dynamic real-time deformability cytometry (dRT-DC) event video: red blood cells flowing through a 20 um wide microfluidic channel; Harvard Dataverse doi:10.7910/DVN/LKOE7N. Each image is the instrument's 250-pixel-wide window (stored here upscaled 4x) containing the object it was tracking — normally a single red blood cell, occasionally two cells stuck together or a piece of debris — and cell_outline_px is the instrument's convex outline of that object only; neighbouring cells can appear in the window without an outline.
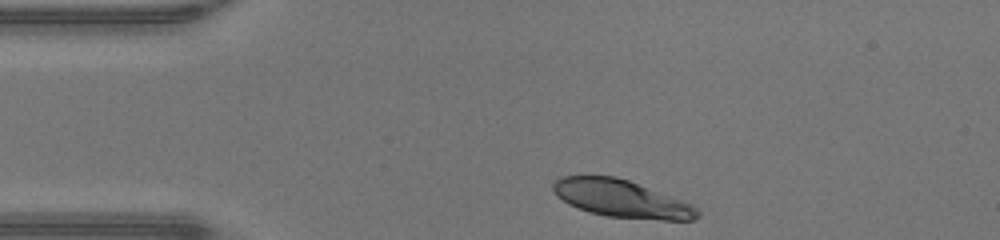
{"species": "human", "species_latin": "Homo sapiens", "temperature_condition": "warm", "stored_images_in_passage": 30, "camera_frame_rate_fps": 3000, "um_per_image_px": 0.085, "donor": {"sex": "male"}, "frame": {"image": 1, "passage_image": 1, "time_ms": 0.0, "image_size_px": [1000, 240], "cell_outline_px": [[700, 216], [692, 220], [664, 220], [608, 216], [588, 212], [568, 204], [556, 196], [552, 188], [552, 184], [560, 176], [616, 176], [628, 180], [684, 200], [696, 208], [700, 212]], "centroid_in_image_um": [52.82, 16.89], "position_along_channel_um": 32.2, "area_um2": 31.5}}
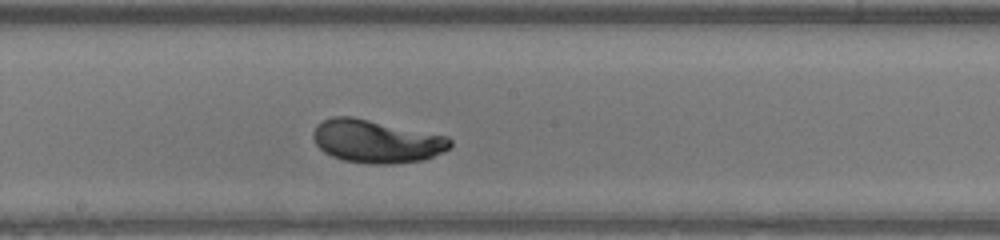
{"frame": {"image": 2, "passage_image": 17, "time_ms": 5.333, "image_size_px": [1000, 240], "cell_outline_px": [[452, 148], [424, 160], [392, 164], [372, 164], [344, 160], [332, 156], [324, 152], [316, 144], [312, 136], [312, 132], [316, 124], [332, 116], [352, 116], [448, 136], [452, 140]], "centroid_in_image_um": [32.0, 12.01], "position_along_channel_um": 216.2, "area_um2": 34.56}}
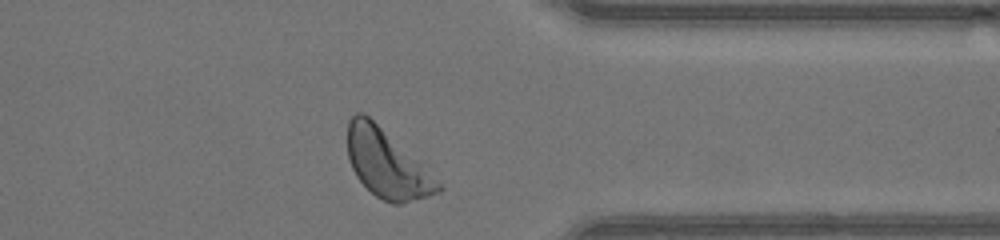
{"frame": {"image": 3, "passage_image": 29, "time_ms": 9.333, "image_size_px": [1000, 240], "cell_outline_px": [[444, 188], [440, 192], [404, 204], [392, 204], [376, 196], [356, 176], [348, 160], [348, 120], [356, 112], [364, 112], [420, 164]], "centroid_in_image_um": [32.83, 13.94], "position_along_channel_um": 378.6, "area_um2": 34.85}, "authors_computed_cell_mechanics": {"area_um2": 33.6685, "velocity_mm_per_s": 4.3105, "shape_relaxation_time_tau1_ms": 3.2505, "shape_relaxation_time_tau2_ms": null, "deformation_change_tau1": 0.1874, "deformation_change_tau2": null}}